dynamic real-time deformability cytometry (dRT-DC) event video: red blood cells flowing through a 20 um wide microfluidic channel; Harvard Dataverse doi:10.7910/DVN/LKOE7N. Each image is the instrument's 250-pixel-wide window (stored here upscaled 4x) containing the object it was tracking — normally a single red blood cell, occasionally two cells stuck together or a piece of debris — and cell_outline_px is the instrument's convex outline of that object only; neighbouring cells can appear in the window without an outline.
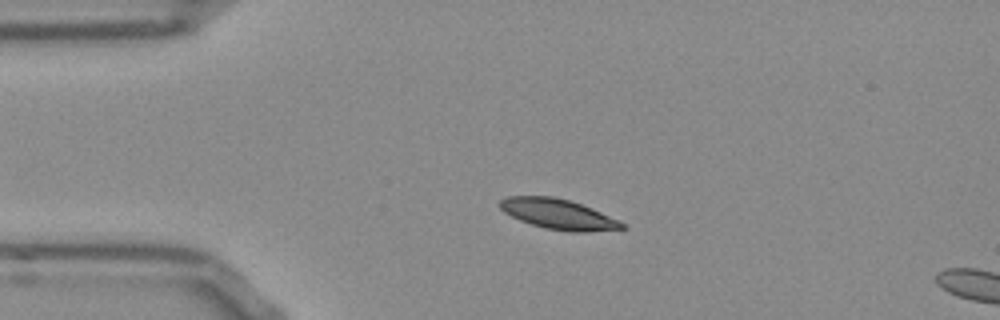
{"species": "Egyptian fruit bat (a non-hibernating species)", "species_latin": "Rousettus aegyptiacus", "temperature_condition": "room temperature", "stored_images_in_passage": 15, "camera_frame_rate_fps": 3000, "um_per_image_px": 0.085, "frame": {"image": 1, "passage_image": 11, "time_ms": 3.333, "image_size_px": [1000, 320], "cell_outline_px": [[624, 228], [588, 232], [568, 232], [544, 228], [520, 220], [504, 212], [500, 208], [500, 200], [508, 196], [552, 196], [568, 200], [592, 208], [624, 224]], "centroid_in_image_um": [47.41, 18.2], "position_along_channel_um": 37.6, "area_um2": 21.15}}